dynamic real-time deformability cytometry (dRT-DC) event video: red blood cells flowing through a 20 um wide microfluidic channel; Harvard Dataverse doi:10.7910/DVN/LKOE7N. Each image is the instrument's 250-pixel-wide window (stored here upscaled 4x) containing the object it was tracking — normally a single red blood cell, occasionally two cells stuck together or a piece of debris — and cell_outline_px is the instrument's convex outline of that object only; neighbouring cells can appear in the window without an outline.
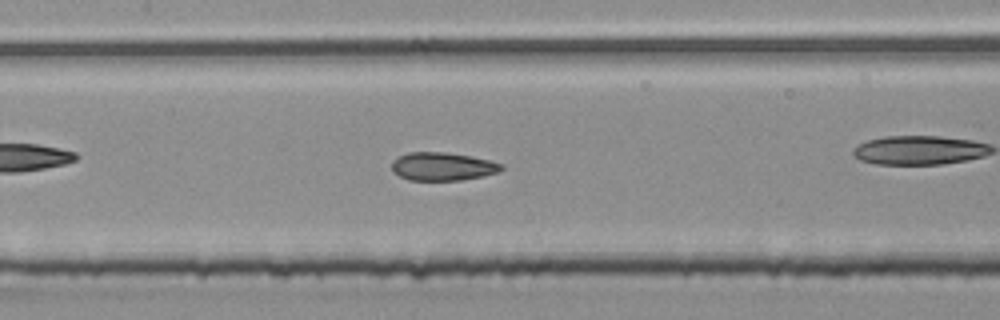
{"species": "common noctule bat (a hibernating species)", "species_latin": "Nyctalus noctula", "temperature_condition": "room temperature", "stored_images_in_passage": 38, "camera_frame_rate_fps": 3000, "um_per_image_px": 0.085, "animal": {"sex": "male", "body_mass_g": 20.4}, "frame": {"image": 1, "passage_image": 12, "time_ms": 3.667, "image_size_px": [1000, 320], "cell_outline_px": [[504, 168], [500, 172], [484, 176], [460, 180], [408, 180], [392, 172], [392, 160], [396, 156], [408, 152], [444, 152], [472, 156], [504, 164]], "centroid_in_image_um": [37.61, 14.14], "position_along_channel_um": 169.8, "area_um2": 18.26}, "authors_computed_cell_mechanics": {"area_um2": 18.0047, "velocity_mm_per_s": 3.7892, "shape_relaxation_time_tau1_ms": 7.6011, "shape_relaxation_time_tau2_ms": 2.0043, "deformation_change_tau1": 0.1394, "deformation_change_tau2": 0.0898}}